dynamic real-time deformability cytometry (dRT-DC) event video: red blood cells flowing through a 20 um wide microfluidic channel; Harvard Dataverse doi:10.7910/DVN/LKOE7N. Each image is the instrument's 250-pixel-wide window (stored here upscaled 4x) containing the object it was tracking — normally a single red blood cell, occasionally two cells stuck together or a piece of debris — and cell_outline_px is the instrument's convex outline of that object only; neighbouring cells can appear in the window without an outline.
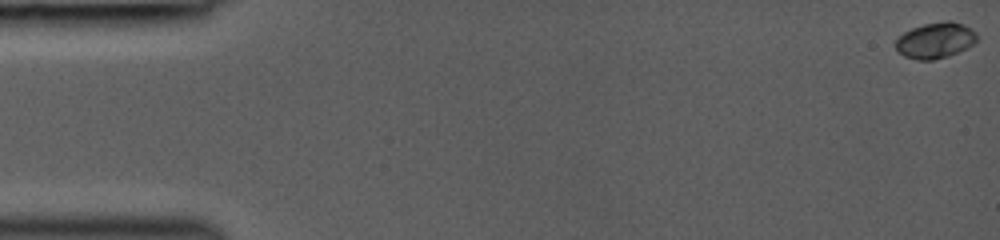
{"species": "common noctule bat (a hibernating species)", "species_latin": "Nyctalus noctula", "temperature_condition": "room temperature", "stored_images_in_passage": 17, "camera_frame_rate_fps": 3000, "um_per_image_px": 0.085, "animal": {"sex": "female", "body_mass_g": 19.0, "forearm_length_mm": 53.3}, "frame": {"image": 1, "passage_image": 1, "time_ms": 0.0, "image_size_px": [1000, 240], "cell_outline_px": [[976, 40], [972, 44], [948, 56], [932, 60], [916, 60], [904, 56], [896, 48], [896, 40], [904, 32], [912, 28], [924, 24], [944, 20], [952, 20], [964, 24], [976, 32]], "centroid_in_image_um": [79.5, 3.41], "position_along_channel_um": 5.5, "area_um2": 16.82}}
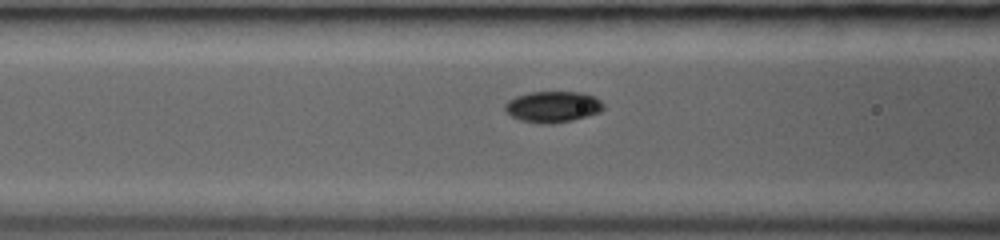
{"frame": {"image": 2, "passage_image": 13, "time_ms": 6.333, "image_size_px": [1000, 240], "cell_outline_px": [[604, 108], [600, 112], [572, 120], [552, 124], [540, 124], [520, 120], [512, 116], [504, 108], [504, 104], [508, 100], [516, 96], [532, 92], [580, 92], [592, 96], [600, 100], [604, 104]], "centroid_in_image_um": [46.98, 9.08], "position_along_channel_um": 119.6, "area_um2": 17.8}}
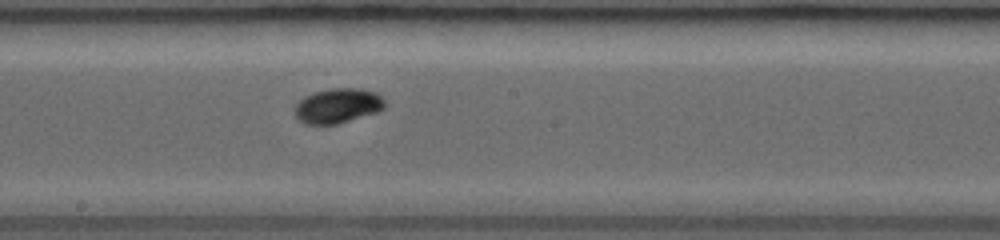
{"frame": {"image": 3, "passage_image": 17, "time_ms": 8.667, "image_size_px": [1000, 240], "cell_outline_px": [[388, 104], [380, 112], [336, 124], [304, 124], [296, 120], [292, 112], [296, 104], [304, 96], [328, 88], [360, 88], [376, 92]], "centroid_in_image_um": [28.7, 9.0], "position_along_channel_um": 219.5, "area_um2": 18.73}}